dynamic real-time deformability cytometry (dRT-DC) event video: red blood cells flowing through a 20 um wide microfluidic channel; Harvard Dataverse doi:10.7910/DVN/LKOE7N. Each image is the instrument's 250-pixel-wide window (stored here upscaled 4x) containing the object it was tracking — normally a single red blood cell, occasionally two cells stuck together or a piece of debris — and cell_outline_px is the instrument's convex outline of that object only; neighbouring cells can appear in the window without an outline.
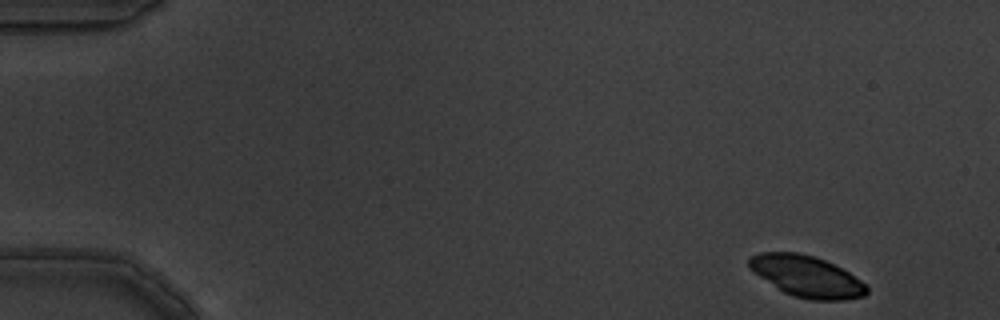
{"species": "common noctule bat (a hibernating species)", "species_latin": "Nyctalus noctula", "temperature_condition": "warm", "stored_images_in_passage": 5, "camera_frame_rate_fps": 3000, "um_per_image_px": 0.085, "animal": {"sex": "male", "body_mass_g": 19.5, "forearm_length_mm": 54.6}, "frame": {"image": 1, "passage_image": 1, "time_ms": 0.0, "image_size_px": [1000, 320], "cell_outline_px": [[868, 292], [864, 296], [844, 300], [812, 300], [792, 296], [784, 292], [752, 272], [748, 268], [748, 260], [752, 256], [760, 252], [796, 252], [812, 256], [824, 260], [848, 272], [860, 280], [868, 288]], "centroid_in_image_um": [68.54, 23.5], "position_along_channel_um": 16.5, "area_um2": 28.09}}